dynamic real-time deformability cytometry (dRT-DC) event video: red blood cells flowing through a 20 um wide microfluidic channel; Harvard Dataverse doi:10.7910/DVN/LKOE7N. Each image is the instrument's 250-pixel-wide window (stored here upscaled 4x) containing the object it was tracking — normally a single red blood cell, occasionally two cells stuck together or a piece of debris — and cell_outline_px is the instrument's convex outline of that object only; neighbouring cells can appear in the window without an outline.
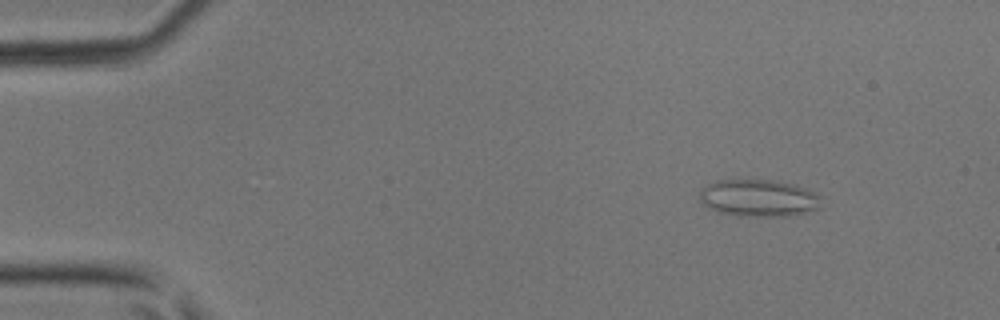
{"species": "common noctule bat (a hibernating species)", "species_latin": "Nyctalus noctula", "temperature_condition": "room temperature", "stored_images_in_passage": 44, "camera_frame_rate_fps": 3000, "um_per_image_px": 0.085, "animal": {"sex": "male", "body_mass_g": 17.9, "forearm_length_mm": 54.2}, "frame": {"image": 1, "passage_image": 6, "time_ms": 1.667, "image_size_px": [1000, 320], "cell_outline_px": [[820, 208], [788, 216], [736, 216], [716, 212], [708, 208], [700, 200], [700, 188], [704, 184], [716, 180], [772, 180], [796, 184], [808, 188], [816, 192], [820, 196]], "centroid_in_image_um": [64.46, 16.83], "position_along_channel_um": 20.5, "area_um2": 26.76}}
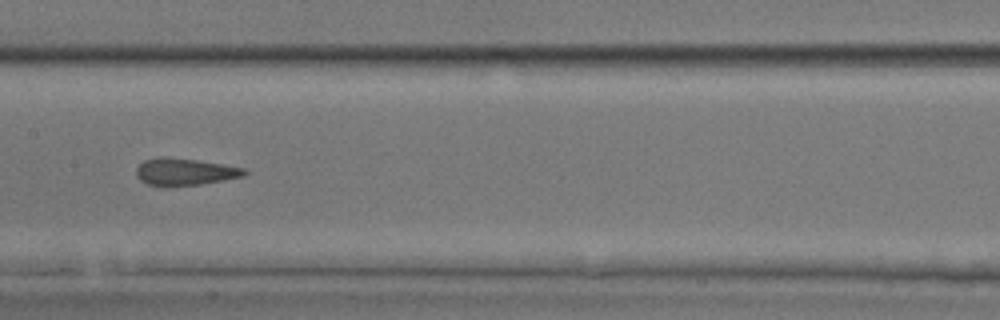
{"frame": {"image": 2, "passage_image": 23, "time_ms": 7.333, "image_size_px": [1000, 320], "cell_outline_px": [[248, 172], [244, 176], [224, 180], [200, 184], [168, 188], [160, 188], [148, 184], [140, 180], [136, 176], [136, 168], [144, 160], [156, 156], [164, 156], [196, 160], [244, 168]], "centroid_in_image_um": [15.63, 14.62], "position_along_channel_um": 191.8, "area_um2": 17.46}}
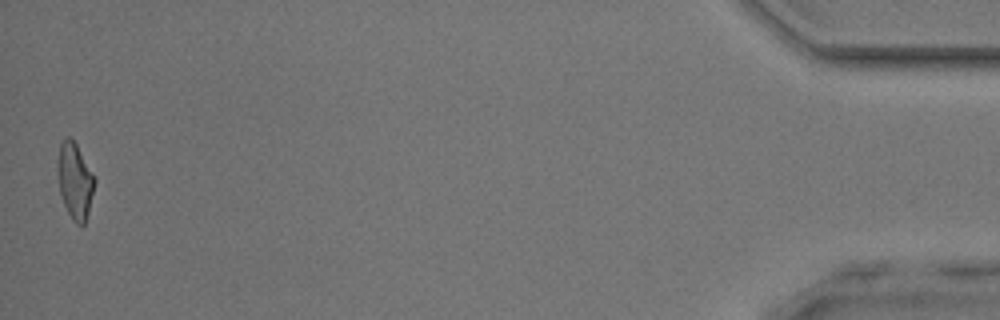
{"frame": {"image": 3, "passage_image": 44, "time_ms": 14.333, "image_size_px": [1000, 320], "cell_outline_px": [[96, 180], [88, 212], [84, 224], [76, 224], [72, 220], [64, 204], [60, 192], [56, 168], [56, 160], [60, 144], [64, 136], [68, 136], [76, 144]], "centroid_in_image_um": [6.33, 15.34], "position_along_channel_um": 428.9, "area_um2": 16.3}}